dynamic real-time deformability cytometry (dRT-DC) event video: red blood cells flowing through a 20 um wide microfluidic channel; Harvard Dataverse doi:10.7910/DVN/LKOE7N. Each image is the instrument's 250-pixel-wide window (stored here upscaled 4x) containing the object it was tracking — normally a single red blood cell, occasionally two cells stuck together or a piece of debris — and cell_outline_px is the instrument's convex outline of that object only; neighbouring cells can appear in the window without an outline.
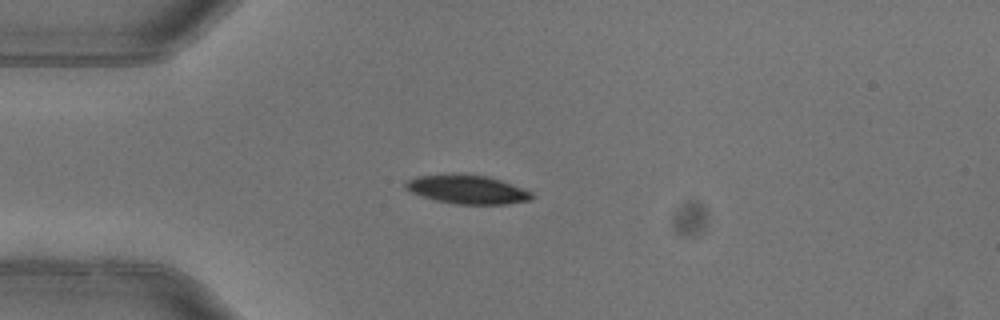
{"species": "common noctule bat (a hibernating species)", "species_latin": "Nyctalus noctula", "temperature_condition": "warm", "stored_images_in_passage": 1, "camera_frame_rate_fps": 3000, "um_per_image_px": 0.085, "animal": {"sex": "female"}, "frame": {"image": 1, "passage_image": 1, "time_ms": 0.0, "image_size_px": [1000, 320], "cell_outline_px": [[536, 196], [532, 200], [508, 204], [456, 204], [436, 200], [412, 192], [404, 188], [404, 184], [408, 180], [416, 176], [488, 176], [500, 180], [532, 192]], "centroid_in_image_um": [39.79, 16.14], "position_along_channel_um": 45.2, "area_um2": 20.4}}